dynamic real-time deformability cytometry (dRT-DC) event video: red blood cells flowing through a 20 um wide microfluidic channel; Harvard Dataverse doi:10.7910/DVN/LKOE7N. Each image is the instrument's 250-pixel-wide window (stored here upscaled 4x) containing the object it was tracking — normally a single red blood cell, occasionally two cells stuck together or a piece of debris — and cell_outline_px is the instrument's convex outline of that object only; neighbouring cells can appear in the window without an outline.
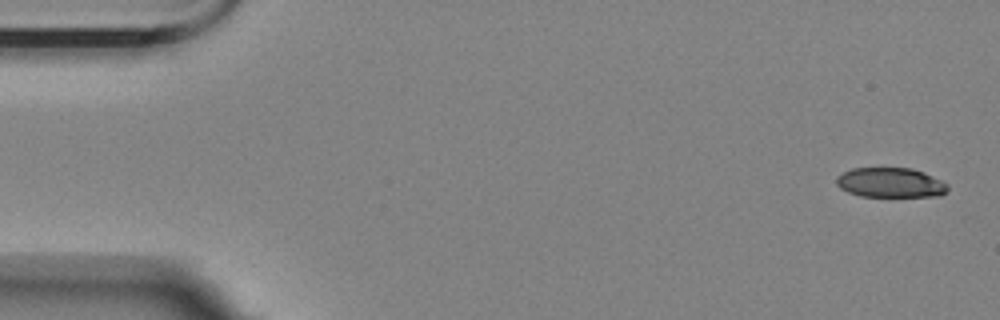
{"species": "Egyptian fruit bat (a non-hibernating species)", "species_latin": "Rousettus aegyptiacus", "temperature_condition": "room temperature", "stored_images_in_passage": 4, "camera_frame_rate_fps": 3000, "um_per_image_px": 0.085, "animal": {"sex": "female"}, "frame": {"image": 1, "passage_image": 1, "time_ms": 0.0, "image_size_px": [1000, 320], "cell_outline_px": [[948, 188], [940, 196], [860, 196], [848, 192], [840, 188], [836, 184], [836, 176], [852, 168], [912, 168], [924, 172], [948, 184]], "centroid_in_image_um": [75.67, 15.52], "position_along_channel_um": 9.3, "area_um2": 19.25}}